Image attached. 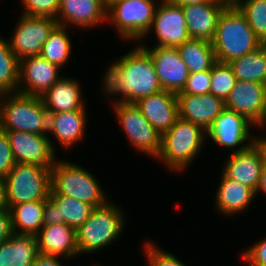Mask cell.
Here are the masks:
<instances>
[{
	"instance_id": "cell-7",
	"label": "cell",
	"mask_w": 266,
	"mask_h": 266,
	"mask_svg": "<svg viewBox=\"0 0 266 266\" xmlns=\"http://www.w3.org/2000/svg\"><path fill=\"white\" fill-rule=\"evenodd\" d=\"M9 208L45 201L50 196L51 171L35 164L16 163L4 178Z\"/></svg>"
},
{
	"instance_id": "cell-16",
	"label": "cell",
	"mask_w": 266,
	"mask_h": 266,
	"mask_svg": "<svg viewBox=\"0 0 266 266\" xmlns=\"http://www.w3.org/2000/svg\"><path fill=\"white\" fill-rule=\"evenodd\" d=\"M142 115L162 135L179 118L177 95L170 91H159L135 102Z\"/></svg>"
},
{
	"instance_id": "cell-34",
	"label": "cell",
	"mask_w": 266,
	"mask_h": 266,
	"mask_svg": "<svg viewBox=\"0 0 266 266\" xmlns=\"http://www.w3.org/2000/svg\"><path fill=\"white\" fill-rule=\"evenodd\" d=\"M236 81L229 63L216 62L211 68L210 94L225 101Z\"/></svg>"
},
{
	"instance_id": "cell-35",
	"label": "cell",
	"mask_w": 266,
	"mask_h": 266,
	"mask_svg": "<svg viewBox=\"0 0 266 266\" xmlns=\"http://www.w3.org/2000/svg\"><path fill=\"white\" fill-rule=\"evenodd\" d=\"M25 7L22 15L57 18L60 0H21Z\"/></svg>"
},
{
	"instance_id": "cell-28",
	"label": "cell",
	"mask_w": 266,
	"mask_h": 266,
	"mask_svg": "<svg viewBox=\"0 0 266 266\" xmlns=\"http://www.w3.org/2000/svg\"><path fill=\"white\" fill-rule=\"evenodd\" d=\"M44 206L45 201H33L11 206L12 232L36 235L43 226Z\"/></svg>"
},
{
	"instance_id": "cell-43",
	"label": "cell",
	"mask_w": 266,
	"mask_h": 266,
	"mask_svg": "<svg viewBox=\"0 0 266 266\" xmlns=\"http://www.w3.org/2000/svg\"><path fill=\"white\" fill-rule=\"evenodd\" d=\"M10 209L7 199L6 184L3 178H0V210Z\"/></svg>"
},
{
	"instance_id": "cell-13",
	"label": "cell",
	"mask_w": 266,
	"mask_h": 266,
	"mask_svg": "<svg viewBox=\"0 0 266 266\" xmlns=\"http://www.w3.org/2000/svg\"><path fill=\"white\" fill-rule=\"evenodd\" d=\"M60 68L40 55L28 56L19 61L18 92L32 96H42L61 77ZM24 81V84H23ZM26 87V88H25Z\"/></svg>"
},
{
	"instance_id": "cell-38",
	"label": "cell",
	"mask_w": 266,
	"mask_h": 266,
	"mask_svg": "<svg viewBox=\"0 0 266 266\" xmlns=\"http://www.w3.org/2000/svg\"><path fill=\"white\" fill-rule=\"evenodd\" d=\"M15 164L8 136L5 131L0 129V178L4 179Z\"/></svg>"
},
{
	"instance_id": "cell-36",
	"label": "cell",
	"mask_w": 266,
	"mask_h": 266,
	"mask_svg": "<svg viewBox=\"0 0 266 266\" xmlns=\"http://www.w3.org/2000/svg\"><path fill=\"white\" fill-rule=\"evenodd\" d=\"M211 69L208 71L189 73L182 91L177 94L201 95L210 93Z\"/></svg>"
},
{
	"instance_id": "cell-46",
	"label": "cell",
	"mask_w": 266,
	"mask_h": 266,
	"mask_svg": "<svg viewBox=\"0 0 266 266\" xmlns=\"http://www.w3.org/2000/svg\"><path fill=\"white\" fill-rule=\"evenodd\" d=\"M263 192L266 194V166L263 164L262 170H261V177H260V183L256 190V194L258 192Z\"/></svg>"
},
{
	"instance_id": "cell-1",
	"label": "cell",
	"mask_w": 266,
	"mask_h": 266,
	"mask_svg": "<svg viewBox=\"0 0 266 266\" xmlns=\"http://www.w3.org/2000/svg\"><path fill=\"white\" fill-rule=\"evenodd\" d=\"M105 73L102 82L105 93L123 95L114 103H135L163 90L151 56L140 45L117 60Z\"/></svg>"
},
{
	"instance_id": "cell-32",
	"label": "cell",
	"mask_w": 266,
	"mask_h": 266,
	"mask_svg": "<svg viewBox=\"0 0 266 266\" xmlns=\"http://www.w3.org/2000/svg\"><path fill=\"white\" fill-rule=\"evenodd\" d=\"M65 26L57 25L45 41L40 56L59 68L65 65L71 55V41Z\"/></svg>"
},
{
	"instance_id": "cell-8",
	"label": "cell",
	"mask_w": 266,
	"mask_h": 266,
	"mask_svg": "<svg viewBox=\"0 0 266 266\" xmlns=\"http://www.w3.org/2000/svg\"><path fill=\"white\" fill-rule=\"evenodd\" d=\"M153 0H117L107 7V18L126 40L144 38L152 26L156 5Z\"/></svg>"
},
{
	"instance_id": "cell-45",
	"label": "cell",
	"mask_w": 266,
	"mask_h": 266,
	"mask_svg": "<svg viewBox=\"0 0 266 266\" xmlns=\"http://www.w3.org/2000/svg\"><path fill=\"white\" fill-rule=\"evenodd\" d=\"M254 143L257 145L259 150L261 151L263 164L266 166V137L265 138H252Z\"/></svg>"
},
{
	"instance_id": "cell-23",
	"label": "cell",
	"mask_w": 266,
	"mask_h": 266,
	"mask_svg": "<svg viewBox=\"0 0 266 266\" xmlns=\"http://www.w3.org/2000/svg\"><path fill=\"white\" fill-rule=\"evenodd\" d=\"M78 81L61 77L42 96L44 106L48 113L85 110L82 92Z\"/></svg>"
},
{
	"instance_id": "cell-18",
	"label": "cell",
	"mask_w": 266,
	"mask_h": 266,
	"mask_svg": "<svg viewBox=\"0 0 266 266\" xmlns=\"http://www.w3.org/2000/svg\"><path fill=\"white\" fill-rule=\"evenodd\" d=\"M178 100L179 117L183 120L199 125L207 131L214 120L225 107L221 98L213 94H176Z\"/></svg>"
},
{
	"instance_id": "cell-4",
	"label": "cell",
	"mask_w": 266,
	"mask_h": 266,
	"mask_svg": "<svg viewBox=\"0 0 266 266\" xmlns=\"http://www.w3.org/2000/svg\"><path fill=\"white\" fill-rule=\"evenodd\" d=\"M206 131L199 125L181 119L162 134L161 158L173 171H183L200 152Z\"/></svg>"
},
{
	"instance_id": "cell-42",
	"label": "cell",
	"mask_w": 266,
	"mask_h": 266,
	"mask_svg": "<svg viewBox=\"0 0 266 266\" xmlns=\"http://www.w3.org/2000/svg\"><path fill=\"white\" fill-rule=\"evenodd\" d=\"M57 257L39 253L32 266H64Z\"/></svg>"
},
{
	"instance_id": "cell-11",
	"label": "cell",
	"mask_w": 266,
	"mask_h": 266,
	"mask_svg": "<svg viewBox=\"0 0 266 266\" xmlns=\"http://www.w3.org/2000/svg\"><path fill=\"white\" fill-rule=\"evenodd\" d=\"M16 163L35 164L52 171L55 148L46 135L20 131H5Z\"/></svg>"
},
{
	"instance_id": "cell-47",
	"label": "cell",
	"mask_w": 266,
	"mask_h": 266,
	"mask_svg": "<svg viewBox=\"0 0 266 266\" xmlns=\"http://www.w3.org/2000/svg\"><path fill=\"white\" fill-rule=\"evenodd\" d=\"M243 0H216V2H219L226 7H235L238 6Z\"/></svg>"
},
{
	"instance_id": "cell-10",
	"label": "cell",
	"mask_w": 266,
	"mask_h": 266,
	"mask_svg": "<svg viewBox=\"0 0 266 266\" xmlns=\"http://www.w3.org/2000/svg\"><path fill=\"white\" fill-rule=\"evenodd\" d=\"M17 24L9 44L16 57L21 60L40 54L45 41L58 22L50 17L22 15Z\"/></svg>"
},
{
	"instance_id": "cell-30",
	"label": "cell",
	"mask_w": 266,
	"mask_h": 266,
	"mask_svg": "<svg viewBox=\"0 0 266 266\" xmlns=\"http://www.w3.org/2000/svg\"><path fill=\"white\" fill-rule=\"evenodd\" d=\"M60 209V223L77 230L91 215L94 206L78 199L50 193L49 196Z\"/></svg>"
},
{
	"instance_id": "cell-24",
	"label": "cell",
	"mask_w": 266,
	"mask_h": 266,
	"mask_svg": "<svg viewBox=\"0 0 266 266\" xmlns=\"http://www.w3.org/2000/svg\"><path fill=\"white\" fill-rule=\"evenodd\" d=\"M38 254L36 235L12 232L0 243V266H32Z\"/></svg>"
},
{
	"instance_id": "cell-27",
	"label": "cell",
	"mask_w": 266,
	"mask_h": 266,
	"mask_svg": "<svg viewBox=\"0 0 266 266\" xmlns=\"http://www.w3.org/2000/svg\"><path fill=\"white\" fill-rule=\"evenodd\" d=\"M189 73L208 71L217 62L211 42L189 38L177 47Z\"/></svg>"
},
{
	"instance_id": "cell-41",
	"label": "cell",
	"mask_w": 266,
	"mask_h": 266,
	"mask_svg": "<svg viewBox=\"0 0 266 266\" xmlns=\"http://www.w3.org/2000/svg\"><path fill=\"white\" fill-rule=\"evenodd\" d=\"M12 234L10 209L0 210V243L10 238Z\"/></svg>"
},
{
	"instance_id": "cell-31",
	"label": "cell",
	"mask_w": 266,
	"mask_h": 266,
	"mask_svg": "<svg viewBox=\"0 0 266 266\" xmlns=\"http://www.w3.org/2000/svg\"><path fill=\"white\" fill-rule=\"evenodd\" d=\"M19 59L8 40L0 37V92L17 93L19 87Z\"/></svg>"
},
{
	"instance_id": "cell-12",
	"label": "cell",
	"mask_w": 266,
	"mask_h": 266,
	"mask_svg": "<svg viewBox=\"0 0 266 266\" xmlns=\"http://www.w3.org/2000/svg\"><path fill=\"white\" fill-rule=\"evenodd\" d=\"M151 56L159 82L165 91L180 93L186 84L189 70L177 47L141 45Z\"/></svg>"
},
{
	"instance_id": "cell-44",
	"label": "cell",
	"mask_w": 266,
	"mask_h": 266,
	"mask_svg": "<svg viewBox=\"0 0 266 266\" xmlns=\"http://www.w3.org/2000/svg\"><path fill=\"white\" fill-rule=\"evenodd\" d=\"M165 1L178 6H186V5L206 3L216 0H165Z\"/></svg>"
},
{
	"instance_id": "cell-22",
	"label": "cell",
	"mask_w": 266,
	"mask_h": 266,
	"mask_svg": "<svg viewBox=\"0 0 266 266\" xmlns=\"http://www.w3.org/2000/svg\"><path fill=\"white\" fill-rule=\"evenodd\" d=\"M36 238L40 254L65 259L79 255L76 230L65 223L43 225Z\"/></svg>"
},
{
	"instance_id": "cell-49",
	"label": "cell",
	"mask_w": 266,
	"mask_h": 266,
	"mask_svg": "<svg viewBox=\"0 0 266 266\" xmlns=\"http://www.w3.org/2000/svg\"><path fill=\"white\" fill-rule=\"evenodd\" d=\"M115 1H117V0H103V2L106 5V7H108L110 4H112Z\"/></svg>"
},
{
	"instance_id": "cell-40",
	"label": "cell",
	"mask_w": 266,
	"mask_h": 266,
	"mask_svg": "<svg viewBox=\"0 0 266 266\" xmlns=\"http://www.w3.org/2000/svg\"><path fill=\"white\" fill-rule=\"evenodd\" d=\"M60 223V209L57 204L48 197L45 200L43 225H55Z\"/></svg>"
},
{
	"instance_id": "cell-25",
	"label": "cell",
	"mask_w": 266,
	"mask_h": 266,
	"mask_svg": "<svg viewBox=\"0 0 266 266\" xmlns=\"http://www.w3.org/2000/svg\"><path fill=\"white\" fill-rule=\"evenodd\" d=\"M86 110L49 113V130L66 149L84 137Z\"/></svg>"
},
{
	"instance_id": "cell-17",
	"label": "cell",
	"mask_w": 266,
	"mask_h": 266,
	"mask_svg": "<svg viewBox=\"0 0 266 266\" xmlns=\"http://www.w3.org/2000/svg\"><path fill=\"white\" fill-rule=\"evenodd\" d=\"M265 99V84L237 80L224 105L256 126L263 113Z\"/></svg>"
},
{
	"instance_id": "cell-2",
	"label": "cell",
	"mask_w": 266,
	"mask_h": 266,
	"mask_svg": "<svg viewBox=\"0 0 266 266\" xmlns=\"http://www.w3.org/2000/svg\"><path fill=\"white\" fill-rule=\"evenodd\" d=\"M211 43L216 61L221 63H229L263 45L237 6L225 7L220 14Z\"/></svg>"
},
{
	"instance_id": "cell-48",
	"label": "cell",
	"mask_w": 266,
	"mask_h": 266,
	"mask_svg": "<svg viewBox=\"0 0 266 266\" xmlns=\"http://www.w3.org/2000/svg\"><path fill=\"white\" fill-rule=\"evenodd\" d=\"M258 126L266 125V105H264L263 113L259 119V121L256 123Z\"/></svg>"
},
{
	"instance_id": "cell-33",
	"label": "cell",
	"mask_w": 266,
	"mask_h": 266,
	"mask_svg": "<svg viewBox=\"0 0 266 266\" xmlns=\"http://www.w3.org/2000/svg\"><path fill=\"white\" fill-rule=\"evenodd\" d=\"M237 7L256 36L266 44V0H243Z\"/></svg>"
},
{
	"instance_id": "cell-29",
	"label": "cell",
	"mask_w": 266,
	"mask_h": 266,
	"mask_svg": "<svg viewBox=\"0 0 266 266\" xmlns=\"http://www.w3.org/2000/svg\"><path fill=\"white\" fill-rule=\"evenodd\" d=\"M237 80L266 85V44L229 62Z\"/></svg>"
},
{
	"instance_id": "cell-21",
	"label": "cell",
	"mask_w": 266,
	"mask_h": 266,
	"mask_svg": "<svg viewBox=\"0 0 266 266\" xmlns=\"http://www.w3.org/2000/svg\"><path fill=\"white\" fill-rule=\"evenodd\" d=\"M225 7L216 1L182 6L189 37L211 42Z\"/></svg>"
},
{
	"instance_id": "cell-26",
	"label": "cell",
	"mask_w": 266,
	"mask_h": 266,
	"mask_svg": "<svg viewBox=\"0 0 266 266\" xmlns=\"http://www.w3.org/2000/svg\"><path fill=\"white\" fill-rule=\"evenodd\" d=\"M255 195L254 189L230 179L222 173L215 203L220 213L229 216L247 209Z\"/></svg>"
},
{
	"instance_id": "cell-14",
	"label": "cell",
	"mask_w": 266,
	"mask_h": 266,
	"mask_svg": "<svg viewBox=\"0 0 266 266\" xmlns=\"http://www.w3.org/2000/svg\"><path fill=\"white\" fill-rule=\"evenodd\" d=\"M156 33L157 46L179 47L190 37L182 6L162 0L157 5L151 30Z\"/></svg>"
},
{
	"instance_id": "cell-39",
	"label": "cell",
	"mask_w": 266,
	"mask_h": 266,
	"mask_svg": "<svg viewBox=\"0 0 266 266\" xmlns=\"http://www.w3.org/2000/svg\"><path fill=\"white\" fill-rule=\"evenodd\" d=\"M242 257L252 266H266V238L248 248Z\"/></svg>"
},
{
	"instance_id": "cell-19",
	"label": "cell",
	"mask_w": 266,
	"mask_h": 266,
	"mask_svg": "<svg viewBox=\"0 0 266 266\" xmlns=\"http://www.w3.org/2000/svg\"><path fill=\"white\" fill-rule=\"evenodd\" d=\"M56 20L58 25L65 27L70 24L94 27L107 20V7L103 0H60Z\"/></svg>"
},
{
	"instance_id": "cell-3",
	"label": "cell",
	"mask_w": 266,
	"mask_h": 266,
	"mask_svg": "<svg viewBox=\"0 0 266 266\" xmlns=\"http://www.w3.org/2000/svg\"><path fill=\"white\" fill-rule=\"evenodd\" d=\"M2 98L0 100L2 131L46 135L49 130V113L40 96L17 92L4 93Z\"/></svg>"
},
{
	"instance_id": "cell-9",
	"label": "cell",
	"mask_w": 266,
	"mask_h": 266,
	"mask_svg": "<svg viewBox=\"0 0 266 266\" xmlns=\"http://www.w3.org/2000/svg\"><path fill=\"white\" fill-rule=\"evenodd\" d=\"M114 112L128 139L137 150L158 157L162 135L147 121L135 103H114Z\"/></svg>"
},
{
	"instance_id": "cell-5",
	"label": "cell",
	"mask_w": 266,
	"mask_h": 266,
	"mask_svg": "<svg viewBox=\"0 0 266 266\" xmlns=\"http://www.w3.org/2000/svg\"><path fill=\"white\" fill-rule=\"evenodd\" d=\"M124 215L114 204L95 207L90 217L76 230L79 253L96 252L115 241L124 227Z\"/></svg>"
},
{
	"instance_id": "cell-15",
	"label": "cell",
	"mask_w": 266,
	"mask_h": 266,
	"mask_svg": "<svg viewBox=\"0 0 266 266\" xmlns=\"http://www.w3.org/2000/svg\"><path fill=\"white\" fill-rule=\"evenodd\" d=\"M251 141L252 143L242 144L243 146L232 151L223 173L256 191L260 183L263 158L254 140Z\"/></svg>"
},
{
	"instance_id": "cell-6",
	"label": "cell",
	"mask_w": 266,
	"mask_h": 266,
	"mask_svg": "<svg viewBox=\"0 0 266 266\" xmlns=\"http://www.w3.org/2000/svg\"><path fill=\"white\" fill-rule=\"evenodd\" d=\"M50 193L72 197L94 207L108 202L95 177L83 167L67 161L54 163Z\"/></svg>"
},
{
	"instance_id": "cell-20",
	"label": "cell",
	"mask_w": 266,
	"mask_h": 266,
	"mask_svg": "<svg viewBox=\"0 0 266 266\" xmlns=\"http://www.w3.org/2000/svg\"><path fill=\"white\" fill-rule=\"evenodd\" d=\"M244 116L224 107L206 134L218 145L234 148L250 140V125Z\"/></svg>"
},
{
	"instance_id": "cell-37",
	"label": "cell",
	"mask_w": 266,
	"mask_h": 266,
	"mask_svg": "<svg viewBox=\"0 0 266 266\" xmlns=\"http://www.w3.org/2000/svg\"><path fill=\"white\" fill-rule=\"evenodd\" d=\"M144 247L149 266H186L176 256L157 248L149 242H146Z\"/></svg>"
}]
</instances>
